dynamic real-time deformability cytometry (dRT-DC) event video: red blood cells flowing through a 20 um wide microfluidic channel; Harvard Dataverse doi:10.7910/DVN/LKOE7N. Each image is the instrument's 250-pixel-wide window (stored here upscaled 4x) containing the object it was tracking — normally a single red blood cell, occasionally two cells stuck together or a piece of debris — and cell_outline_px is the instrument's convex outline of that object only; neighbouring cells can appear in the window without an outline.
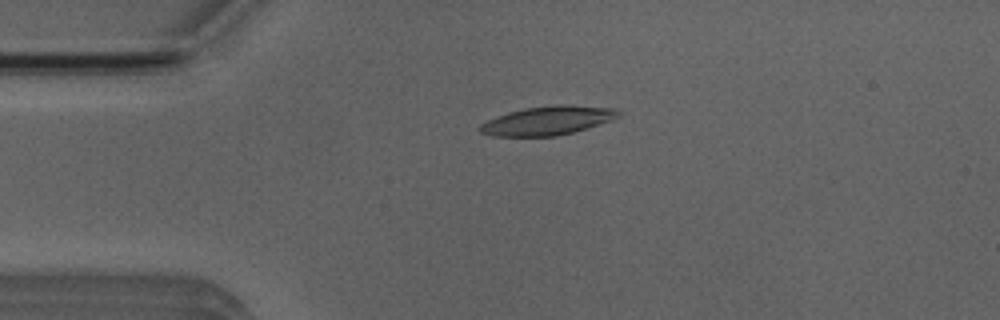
{"species": "Egyptian fruit bat (a non-hibernating species)", "species_latin": "Rousettus aegyptiacus", "temperature_condition": "room temperature", "stored_images_in_passage": 9, "camera_frame_rate_fps": 3000, "um_per_image_px": 0.085, "animal": {"sex": "male"}, "frame": {"image": 1, "passage_image": 4, "time_ms": 3.333, "image_size_px": [1000, 320], "cell_outline_px": [[624, 112], [620, 116], [612, 120], [572, 132], [556, 136], [492, 136], [480, 132], [476, 128], [480, 124], [496, 116], [508, 112], [524, 108], [560, 104], [572, 104], [616, 108]], "centroid_in_image_um": [46.57, 10.23], "position_along_channel_um": 38.4, "area_um2": 23.52}}
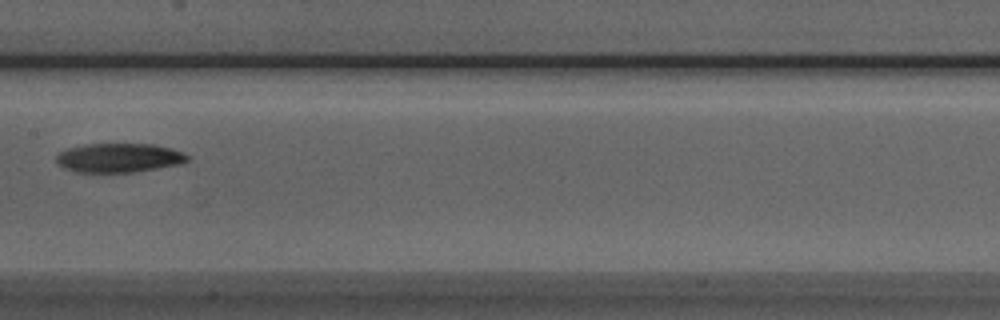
{"frame": {"image": 2, "passage_image": 8, "time_ms": 8.0, "image_size_px": [1000, 320], "cell_outline_px": [[188, 160], [180, 164], [132, 172], [76, 172], [64, 168], [56, 160], [56, 156], [60, 152], [68, 148], [84, 144], [152, 144], [172, 148], [184, 152], [188, 156]], "centroid_in_image_um": [10.12, 13.41], "position_along_channel_um": 197.3, "area_um2": 22.14}}
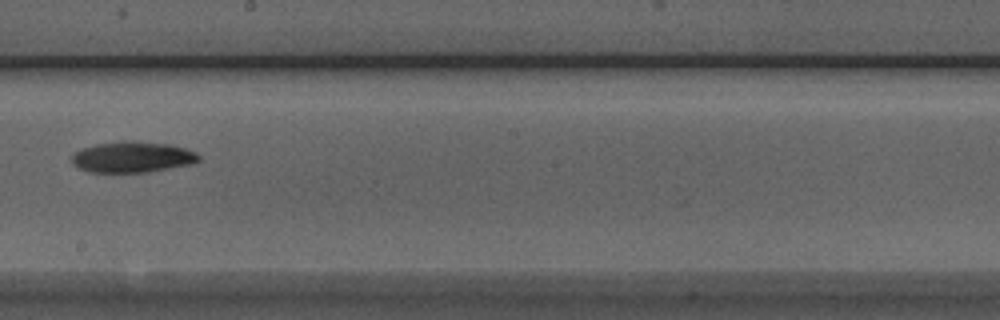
{"frame": {"image": 3, "passage_image": 9, "time_ms": 9.0, "image_size_px": [1000, 320], "cell_outline_px": [[200, 160], [192, 164], [148, 172], [88, 172], [72, 164], [72, 156], [80, 148], [96, 144], [120, 140], [132, 140], [168, 144], [188, 148], [196, 152], [200, 156]], "centroid_in_image_um": [11.27, 13.33], "position_along_channel_um": 236.9, "area_um2": 23.18}}